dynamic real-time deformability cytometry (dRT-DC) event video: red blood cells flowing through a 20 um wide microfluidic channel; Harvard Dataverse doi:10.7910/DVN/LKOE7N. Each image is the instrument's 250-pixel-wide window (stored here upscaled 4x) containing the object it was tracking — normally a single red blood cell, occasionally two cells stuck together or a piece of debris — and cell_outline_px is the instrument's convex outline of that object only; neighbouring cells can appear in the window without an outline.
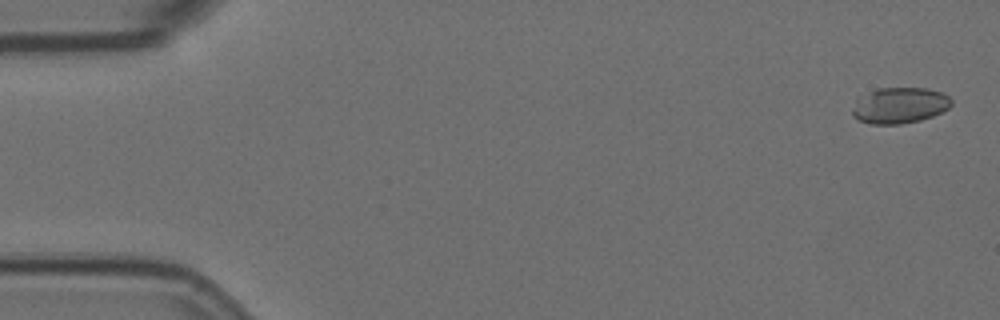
{"species": "Egyptian fruit bat (a non-hibernating species)", "species_latin": "Rousettus aegyptiacus", "temperature_condition": "room temperature", "stored_images_in_passage": 5, "camera_frame_rate_fps": 3000, "um_per_image_px": 0.085, "animal": {"sex": "female"}, "frame": {"image": 1, "passage_image": 1, "time_ms": 0.0, "image_size_px": [1000, 320], "cell_outline_px": [[952, 104], [948, 108], [932, 116], [920, 120], [900, 124], [868, 124], [852, 116], [852, 108], [856, 96], [876, 88], [924, 88], [944, 92], [952, 100]], "centroid_in_image_um": [76.41, 8.94], "position_along_channel_um": 8.6, "area_um2": 21.1}}
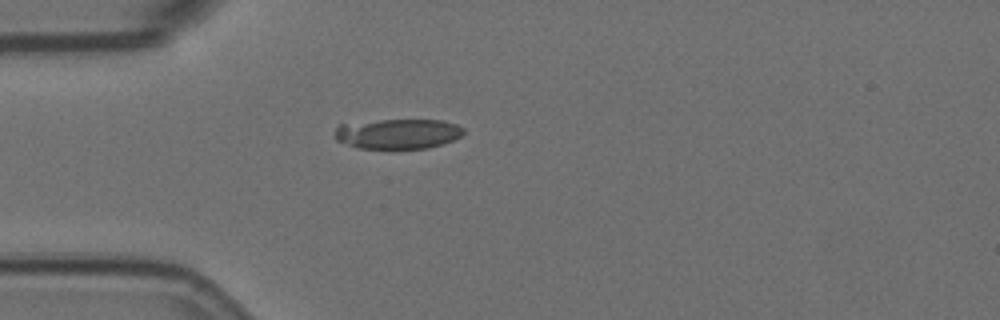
{"frame": {"image": 2, "passage_image": 5, "time_ms": 1.333, "image_size_px": [1000, 320], "cell_outline_px": [[464, 132], [460, 136], [452, 140], [428, 148], [360, 148], [336, 140], [336, 128], [340, 124], [380, 120], [444, 120], [456, 124], [464, 128]], "centroid_in_image_um": [33.84, 11.36], "position_along_channel_um": 51.2, "area_um2": 22.25}}